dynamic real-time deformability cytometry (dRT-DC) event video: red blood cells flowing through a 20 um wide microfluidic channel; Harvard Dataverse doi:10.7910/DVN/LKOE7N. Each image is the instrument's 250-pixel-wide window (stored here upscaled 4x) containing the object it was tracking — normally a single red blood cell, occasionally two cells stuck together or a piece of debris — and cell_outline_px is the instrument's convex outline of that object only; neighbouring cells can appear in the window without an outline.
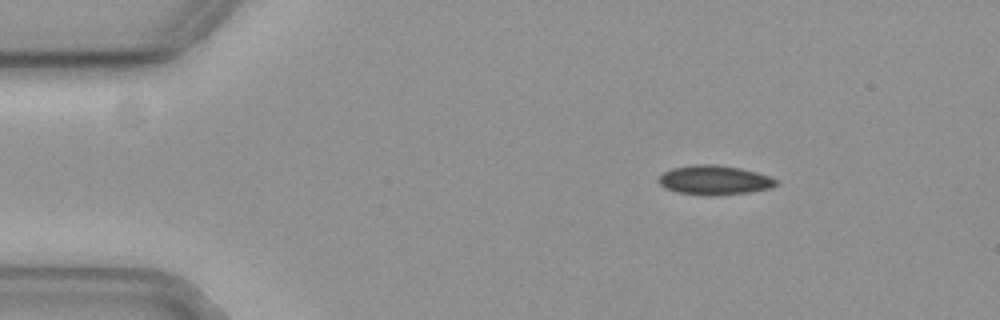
{"species": "common noctule bat (a hibernating species)", "species_latin": "Nyctalus noctula", "temperature_condition": "cold", "stored_images_in_passage": 32, "camera_frame_rate_fps": 3000, "um_per_image_px": 0.085, "animal": {"sex": "female", "body_mass_g": 19.3, "forearm_length_mm": 54.1}, "frame": {"image": 1, "passage_image": 1, "time_ms": 0.0, "image_size_px": [1000, 320], "cell_outline_px": [[780, 184], [772, 188], [752, 192], [708, 196], [676, 192], [664, 188], [660, 184], [660, 176], [664, 172], [672, 168], [692, 164], [716, 164], [740, 168], [756, 172], [780, 180]], "centroid_in_image_um": [60.77, 15.31], "position_along_channel_um": 24.2, "area_um2": 20.35}}
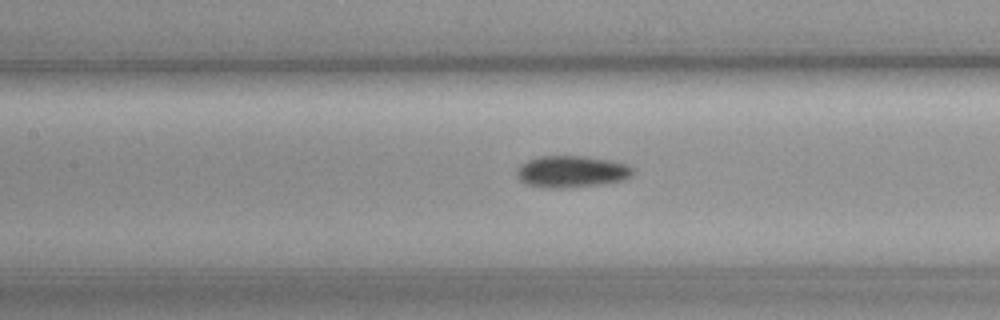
{"frame": {"image": 2, "passage_image": 18, "time_ms": 5.667, "image_size_px": [1000, 320], "cell_outline_px": [[632, 176], [624, 180], [600, 184], [564, 188], [544, 188], [528, 184], [520, 180], [516, 176], [516, 168], [520, 164], [528, 160], [540, 156], [584, 156], [608, 160], [628, 164], [632, 168]], "centroid_in_image_um": [48.55, 14.59], "position_along_channel_um": 158.8, "area_um2": 21.5}}
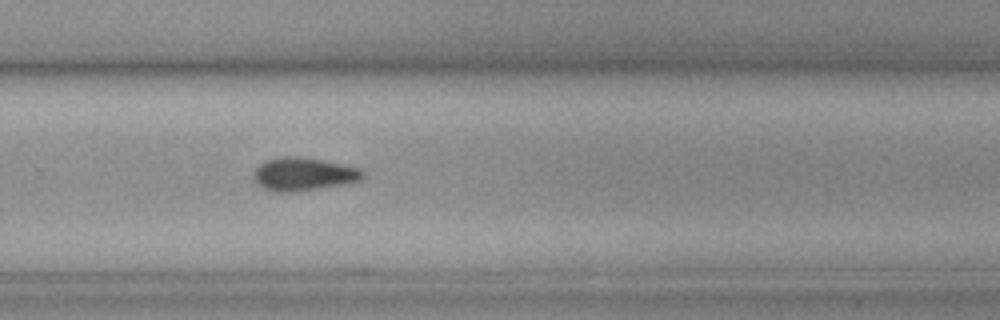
{"frame": {"image": 3, "passage_image": 30, "time_ms": 9.667, "image_size_px": [1000, 320], "cell_outline_px": [[364, 176], [360, 180], [352, 184], [300, 192], [272, 192], [256, 184], [252, 176], [256, 168], [264, 160], [280, 156], [296, 156], [320, 160], [360, 168], [364, 172]], "centroid_in_image_um": [25.79, 14.83], "position_along_channel_um": 304.0, "area_um2": 21.62}}